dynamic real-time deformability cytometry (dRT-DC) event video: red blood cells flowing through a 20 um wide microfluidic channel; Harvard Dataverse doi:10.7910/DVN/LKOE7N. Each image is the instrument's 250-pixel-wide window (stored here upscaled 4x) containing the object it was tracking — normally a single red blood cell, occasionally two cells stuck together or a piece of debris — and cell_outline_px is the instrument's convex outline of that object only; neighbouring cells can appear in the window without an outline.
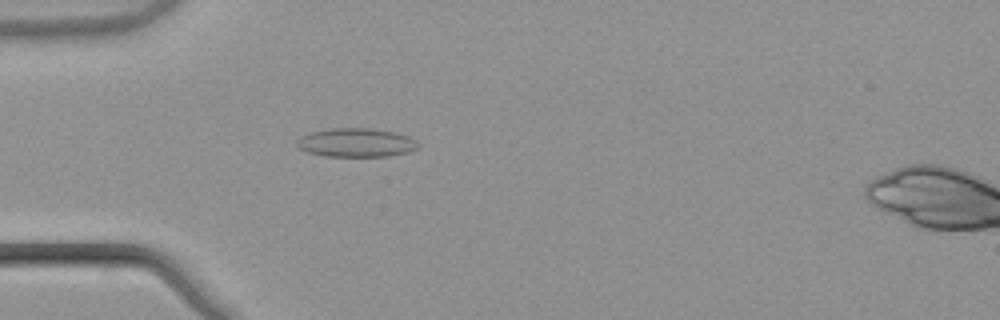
{"species": "common noctule bat (a hibernating species)", "species_latin": "Nyctalus noctula", "temperature_condition": "warm", "stored_images_in_passage": 54, "camera_frame_rate_fps": 3000, "um_per_image_px": 0.085, "animal": {"sex": "male", "body_mass_g": 21.5, "forearm_length_mm": 52.0}, "frame": {"image": 1, "passage_image": 17, "time_ms": 5.333, "image_size_px": [1000, 320], "cell_outline_px": [[420, 144], [416, 148], [408, 152], [388, 156], [324, 156], [308, 152], [300, 148], [296, 144], [296, 140], [300, 136], [312, 132], [332, 128], [372, 128], [392, 132], [408, 136], [416, 140]], "centroid_in_image_um": [30.26, 12.12], "position_along_channel_um": 54.7, "area_um2": 20.23}}
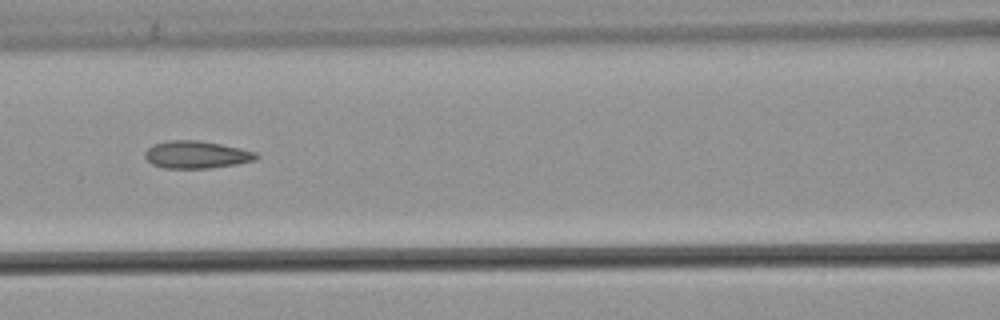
{"frame": {"image": 2, "passage_image": 25, "time_ms": 8.0, "image_size_px": [1000, 320], "cell_outline_px": [[260, 156], [256, 160], [236, 164], [208, 168], [164, 168], [152, 164], [144, 156], [144, 152], [152, 144], [168, 140], [200, 140], [240, 148], [256, 152]], "centroid_in_image_um": [16.69, 13.14], "position_along_channel_um": 149.9, "area_um2": 17.86}}
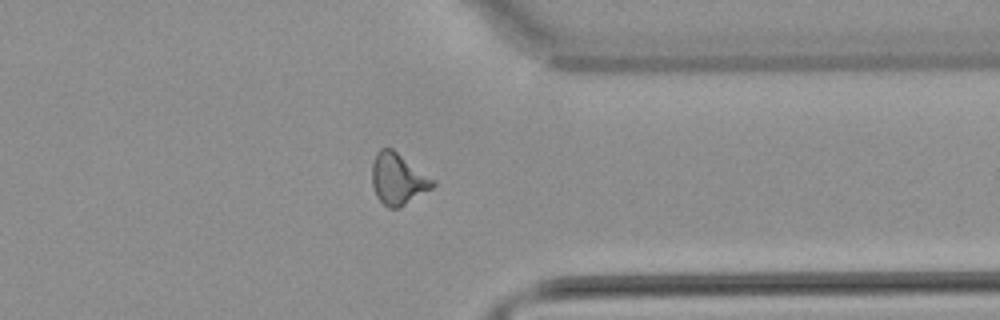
{"frame": {"image": 3, "passage_image": 43, "time_ms": 14.0, "image_size_px": [1000, 320], "cell_outline_px": [[436, 184], [432, 188], [400, 208], [388, 208], [376, 196], [372, 184], [372, 164], [376, 152], [380, 148], [392, 148], [436, 180]], "centroid_in_image_um": [33.84, 15.21], "position_along_channel_um": 377.6, "area_um2": 18.32}, "authors_computed_cell_mechanics": {"area_um2": 17.7446, "velocity_mm_per_s": 3.8822, "shape_relaxation_time_tau1_ms": null, "shape_relaxation_time_tau2_ms": 1.8268, "deformation_change_tau1": null, "deformation_change_tau2": 0.0912}}